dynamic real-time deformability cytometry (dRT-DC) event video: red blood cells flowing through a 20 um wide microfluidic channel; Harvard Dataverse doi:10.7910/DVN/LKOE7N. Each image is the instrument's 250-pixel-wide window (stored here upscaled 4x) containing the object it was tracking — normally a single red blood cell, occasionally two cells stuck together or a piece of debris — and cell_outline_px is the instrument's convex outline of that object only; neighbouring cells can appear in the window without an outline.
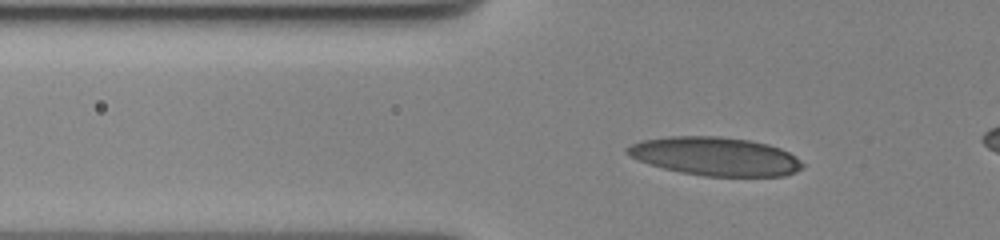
{"species": "human", "species_latin": "Homo sapiens", "temperature_condition": "cold", "stored_images_in_passage": 42, "camera_frame_rate_fps": 3000, "um_per_image_px": 0.085, "donor": {"sex": "female"}, "frame": {"image": 1, "passage_image": 7, "time_ms": 2.0, "image_size_px": [1000, 240], "cell_outline_px": [[804, 168], [796, 172], [784, 176], [704, 176], [680, 172], [664, 168], [628, 156], [624, 152], [624, 148], [640, 140], [668, 136], [720, 136], [748, 140], [768, 144], [780, 148], [796, 156], [804, 164]], "centroid_in_image_um": [60.8, 13.28], "position_along_channel_um": 65.0, "area_um2": 39.48}}
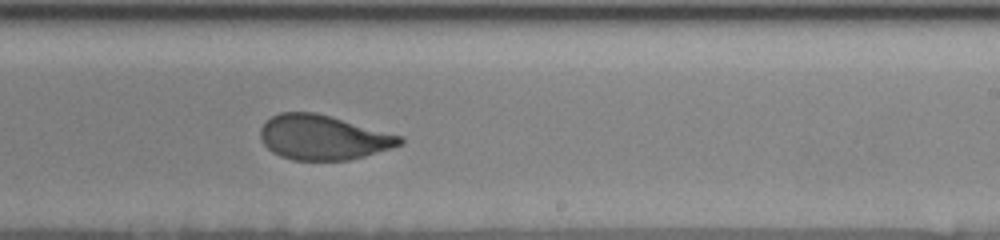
{"frame": {"image": 2, "passage_image": 25, "time_ms": 8.0, "image_size_px": [1000, 240], "cell_outline_px": [[404, 140], [400, 144], [364, 156], [348, 160], [292, 160], [280, 156], [272, 152], [260, 140], [260, 128], [272, 116], [280, 112], [316, 112], [404, 136]], "centroid_in_image_um": [27.44, 11.67], "position_along_channel_um": 261.6, "area_um2": 36.24}}
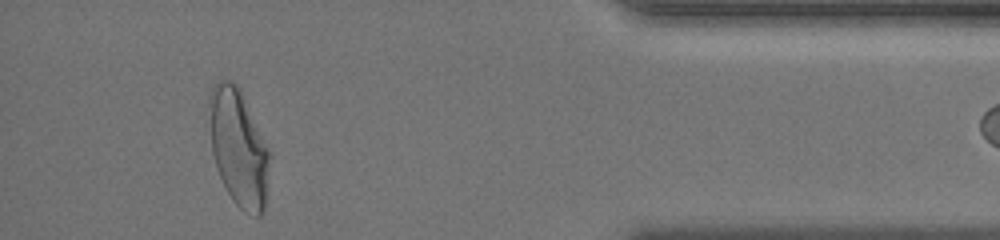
{"frame": {"image": 3, "passage_image": 41, "time_ms": 13.333, "image_size_px": [1000, 240], "cell_outline_px": [[268, 160], [264, 212], [260, 216], [256, 216], [244, 212], [232, 200], [216, 168], [212, 152], [208, 104], [208, 92], [220, 80], [232, 80], [240, 88], [268, 148]], "centroid_in_image_um": [20.24, 12.52], "position_along_channel_um": 415.0, "area_um2": 40.69}}